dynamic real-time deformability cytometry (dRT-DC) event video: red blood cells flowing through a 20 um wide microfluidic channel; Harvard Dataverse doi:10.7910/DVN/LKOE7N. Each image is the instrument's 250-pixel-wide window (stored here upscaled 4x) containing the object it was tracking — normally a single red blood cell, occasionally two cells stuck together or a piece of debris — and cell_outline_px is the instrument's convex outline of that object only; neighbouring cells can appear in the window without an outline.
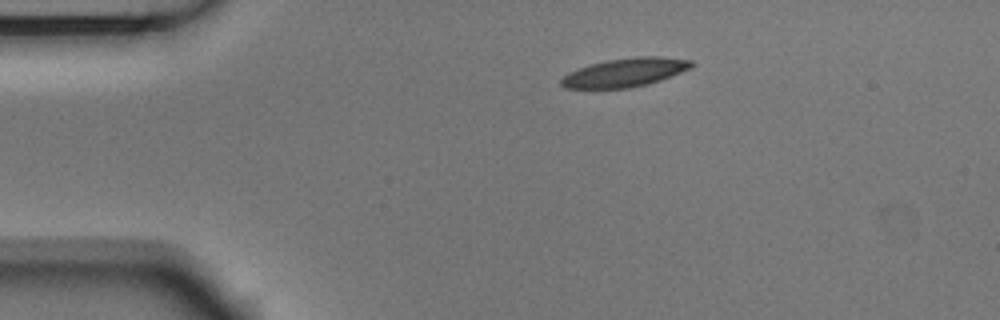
{"species": "Egyptian fruit bat (a non-hibernating species)", "species_latin": "Rousettus aegyptiacus", "temperature_condition": "room temperature", "stored_images_in_passage": 13, "camera_frame_rate_fps": 3000, "um_per_image_px": 0.085, "animal": {"sex": "male"}, "frame": {"image": 1, "passage_image": 1, "time_ms": 0.0, "image_size_px": [1000, 320], "cell_outline_px": [[696, 64], [692, 68], [660, 80], [648, 84], [628, 88], [564, 88], [560, 84], [560, 80], [568, 72], [592, 64], [608, 60], [636, 56], [660, 56], [692, 60]], "centroid_in_image_um": [53.17, 6.15], "position_along_channel_um": 31.8, "area_um2": 21.73}}
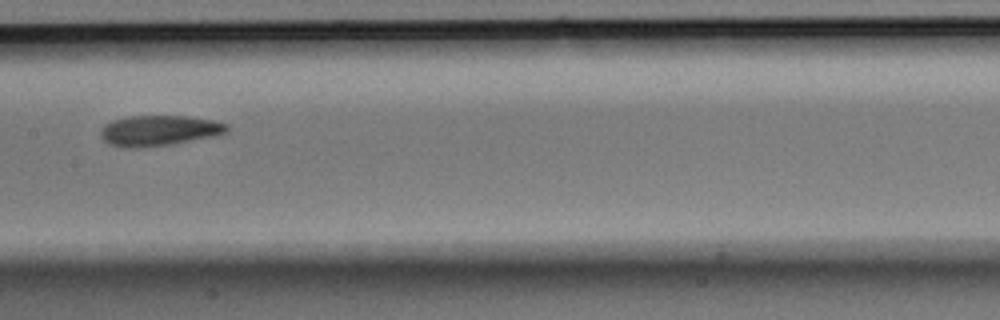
{"frame": {"image": 2, "passage_image": 6, "time_ms": 1.667, "image_size_px": [1000, 320], "cell_outline_px": [[228, 132], [216, 136], [172, 144], [132, 148], [124, 148], [108, 144], [100, 136], [100, 132], [104, 124], [112, 120], [128, 116], [188, 116], [212, 120], [228, 124]], "centroid_in_image_um": [13.51, 11.1], "position_along_channel_um": 193.9, "area_um2": 22.6}}
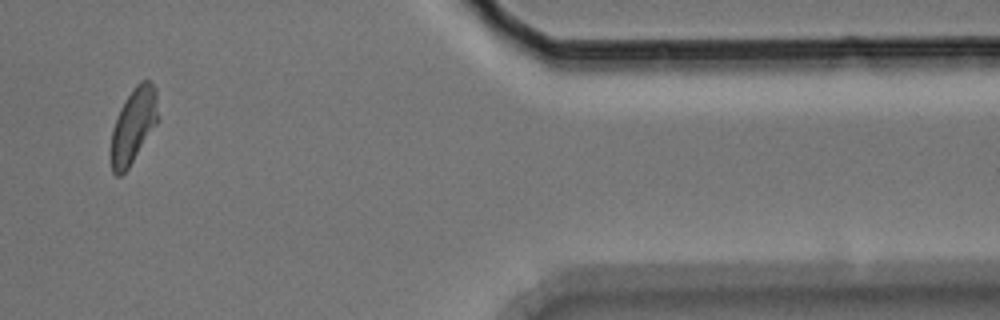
{"frame": {"image": 3, "passage_image": 11, "time_ms": 3.333, "image_size_px": [1000, 320], "cell_outline_px": [[160, 120], [128, 168], [120, 176], [116, 176], [112, 172], [112, 128], [116, 116], [120, 108], [136, 84], [140, 80], [148, 80], [156, 88], [160, 116]], "centroid_in_image_um": [11.39, 10.64], "position_along_channel_um": 400.0, "area_um2": 20.69}}